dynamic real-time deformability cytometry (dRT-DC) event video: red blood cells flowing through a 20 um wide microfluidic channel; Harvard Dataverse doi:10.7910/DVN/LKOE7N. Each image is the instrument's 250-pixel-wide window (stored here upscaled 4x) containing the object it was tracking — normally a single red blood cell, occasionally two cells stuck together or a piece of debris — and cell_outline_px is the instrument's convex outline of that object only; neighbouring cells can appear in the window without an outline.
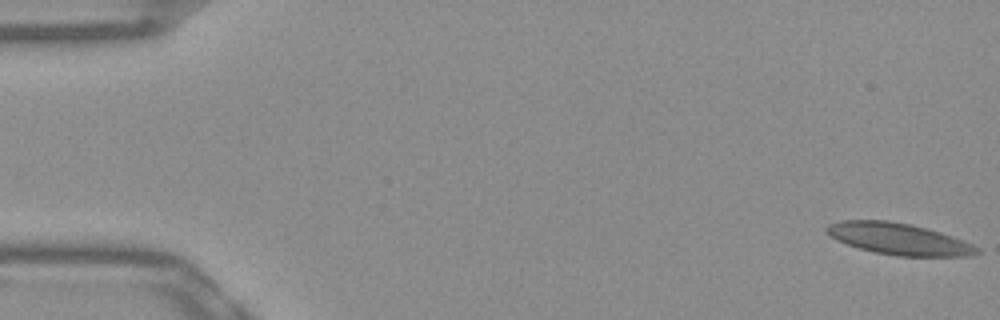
{"species": "Egyptian fruit bat (a non-hibernating species)", "species_latin": "Rousettus aegyptiacus", "temperature_condition": "warm", "stored_images_in_passage": 53, "camera_frame_rate_fps": 3000, "um_per_image_px": 0.085, "frame": {"image": 1, "passage_image": 1, "time_ms": 0.0, "image_size_px": [1000, 320], "cell_outline_px": [[980, 252], [972, 256], [896, 256], [876, 252], [860, 248], [836, 240], [824, 228], [828, 224], [840, 220], [888, 220], [912, 224], [940, 232], [972, 244], [980, 248]], "centroid_in_image_um": [76.4, 20.3], "position_along_channel_um": 8.6, "area_um2": 27.51}}
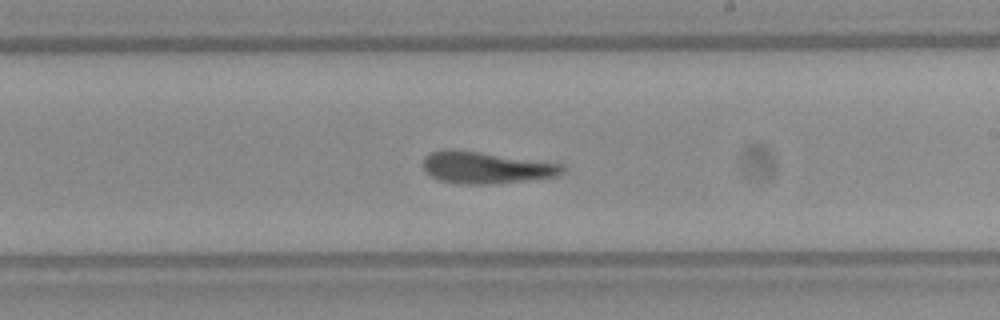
{"frame": {"image": 2, "passage_image": 31, "time_ms": 10.0, "image_size_px": [1000, 320], "cell_outline_px": [[564, 172], [556, 176], [528, 180], [492, 184], [464, 184], [440, 180], [432, 176], [424, 168], [424, 156], [428, 152], [444, 148], [448, 148], [480, 152], [564, 164]], "centroid_in_image_um": [41.29, 14.23], "position_along_channel_um": 247.7, "area_um2": 25.78}}
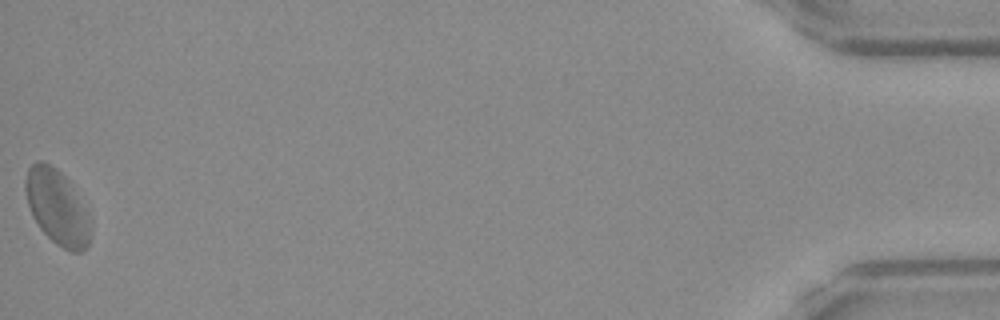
{"frame": {"image": 3, "passage_image": 53, "time_ms": 17.333, "image_size_px": [1000, 320], "cell_outline_px": [[92, 232], [88, 244], [80, 252], [72, 252], [56, 244], [40, 228], [32, 216], [28, 204], [24, 188], [24, 180], [28, 168], [36, 160], [44, 160], [56, 168], [68, 180], [88, 212], [92, 224]], "centroid_in_image_um": [4.86, 17.59], "position_along_channel_um": 430.3, "area_um2": 28.61}, "authors_computed_cell_mechanics": {"area_um2": 26.1256, "velocity_mm_per_s": 3.8236, "shape_relaxation_time_tau1_ms": 6.7613, "shape_relaxation_time_tau2_ms": 1.8582, "deformation_change_tau1": 0.2327, "deformation_change_tau2": 0.1139}}